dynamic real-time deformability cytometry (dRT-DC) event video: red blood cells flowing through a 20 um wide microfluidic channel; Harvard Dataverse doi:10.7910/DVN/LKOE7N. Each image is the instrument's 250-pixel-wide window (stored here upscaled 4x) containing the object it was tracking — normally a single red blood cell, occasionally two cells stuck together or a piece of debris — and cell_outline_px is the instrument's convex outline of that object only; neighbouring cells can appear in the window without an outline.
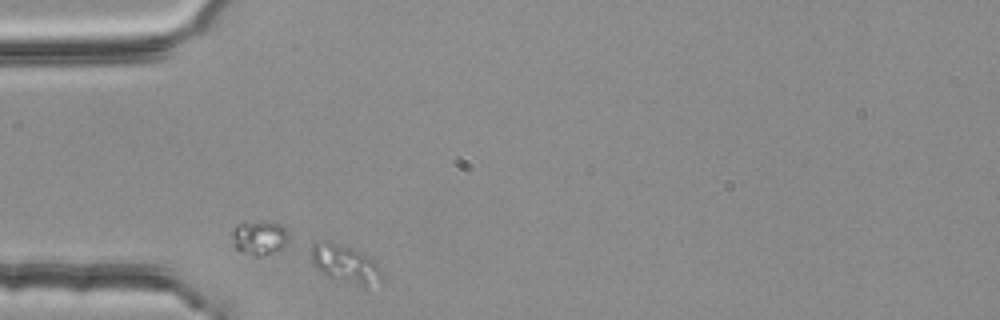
{"species": "common noctule bat (a hibernating species)", "species_latin": "Nyctalus noctula", "temperature_condition": "room temperature", "stored_images_in_passage": 1, "camera_frame_rate_fps": 3000, "um_per_image_px": 0.085, "animal": {"sex": "female", "body_mass_g": 25.1}, "frame": {"image": 1, "passage_image": 1, "time_ms": 0.0, "image_size_px": [1000, 320], "cell_outline_px": [[384, 284], [364, 288], [328, 276], [316, 268], [312, 264], [312, 244], [324, 240], [328, 240], [340, 244], [360, 252], [368, 256], [384, 272]], "centroid_in_image_um": [29.43, 22.48], "position_along_channel_um": 55.6, "area_um2": 16.01}}